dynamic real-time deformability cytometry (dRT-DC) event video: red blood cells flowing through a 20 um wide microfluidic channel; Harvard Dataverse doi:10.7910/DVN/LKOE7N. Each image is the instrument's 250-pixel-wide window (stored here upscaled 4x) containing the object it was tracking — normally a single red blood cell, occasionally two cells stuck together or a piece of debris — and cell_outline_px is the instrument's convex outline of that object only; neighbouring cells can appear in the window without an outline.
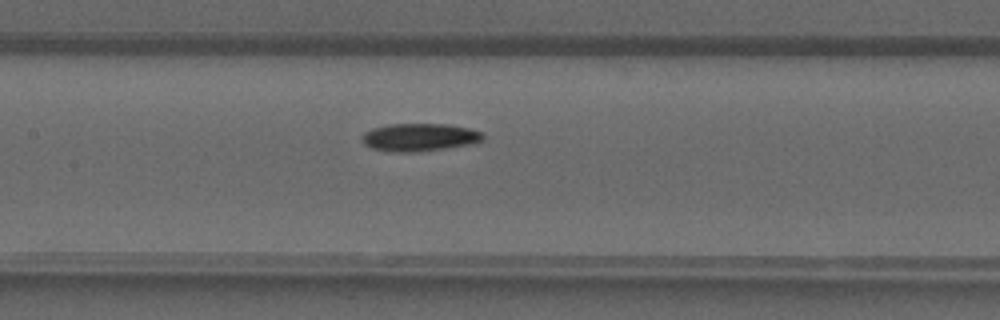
{"species": "common noctule bat (a hibernating species)", "species_latin": "Nyctalus noctula", "temperature_condition": "warm", "stored_images_in_passage": 24, "camera_frame_rate_fps": 3000, "um_per_image_px": 0.085, "animal": {"sex": "male", "forearm_length_mm": 52.5}, "frame": {"image": 1, "passage_image": 10, "time_ms": 3.0, "image_size_px": [1000, 320], "cell_outline_px": [[484, 140], [476, 144], [416, 152], [396, 152], [372, 148], [364, 144], [364, 132], [372, 128], [388, 124], [448, 124], [468, 128], [484, 132]], "centroid_in_image_um": [35.74, 11.67], "position_along_channel_um": 171.7, "area_um2": 19.71}}
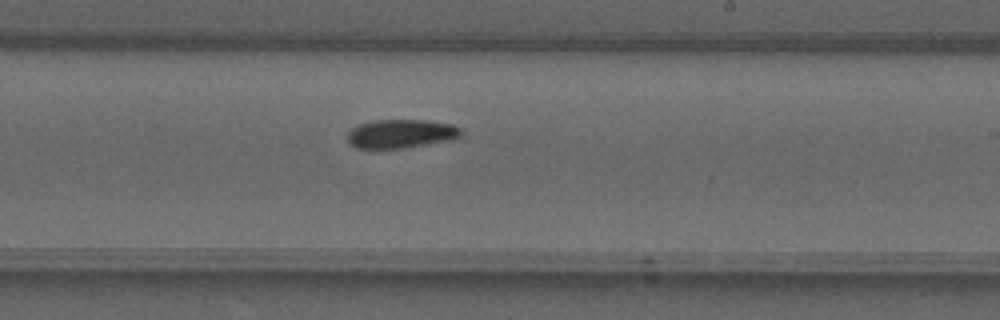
{"frame": {"image": 2, "passage_image": 15, "time_ms": 4.667, "image_size_px": [1000, 320], "cell_outline_px": [[464, 136], [456, 140], [404, 148], [356, 148], [348, 144], [348, 132], [352, 128], [360, 124], [376, 120], [428, 120], [452, 124], [464, 128]], "centroid_in_image_um": [34.2, 11.37], "position_along_channel_um": 254.8, "area_um2": 19.54}}
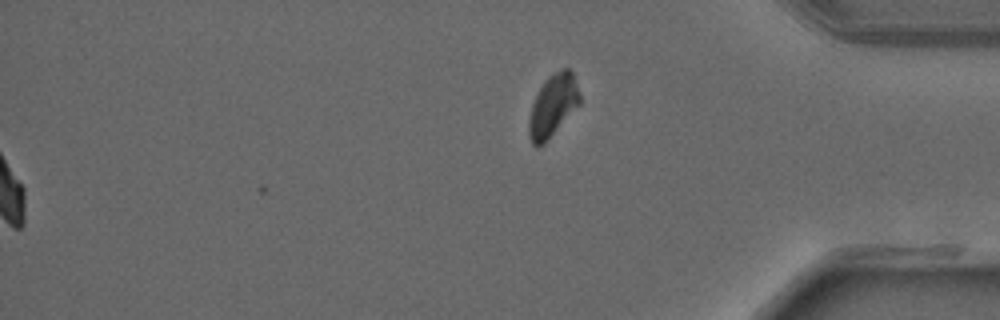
{"frame": {"image": 3, "passage_image": 24, "time_ms": 7.667, "image_size_px": [1000, 320], "cell_outline_px": [[580, 104], [544, 144], [536, 148], [532, 144], [528, 132], [528, 124], [532, 104], [544, 80], [552, 72], [560, 68], [568, 68], [572, 72], [580, 96]], "centroid_in_image_um": [46.98, 8.97], "position_along_channel_um": 388.2, "area_um2": 18.38}}